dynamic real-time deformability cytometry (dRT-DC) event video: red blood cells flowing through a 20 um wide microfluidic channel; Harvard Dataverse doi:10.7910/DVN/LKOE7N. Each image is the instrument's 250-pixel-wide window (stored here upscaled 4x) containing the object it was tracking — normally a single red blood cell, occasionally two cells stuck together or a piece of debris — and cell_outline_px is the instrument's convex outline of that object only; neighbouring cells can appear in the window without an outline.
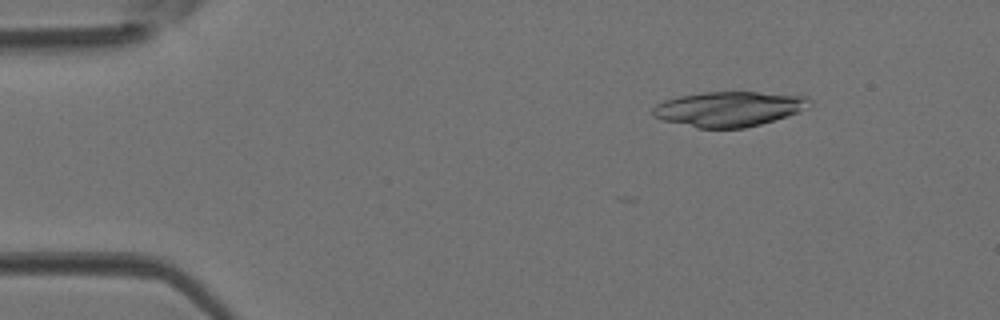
{"species": "Egyptian fruit bat (a non-hibernating species)", "species_latin": "Rousettus aegyptiacus", "temperature_condition": "room temperature", "stored_images_in_passage": 11, "camera_frame_rate_fps": 3000, "um_per_image_px": 0.085, "animal": {"sex": "female"}, "frame": {"image": 1, "passage_image": 1, "time_ms": 0.0, "image_size_px": [1000, 320], "cell_outline_px": [[812, 100], [808, 108], [760, 124], [744, 128], [696, 128], [660, 120], [652, 116], [652, 108], [656, 104], [664, 100], [680, 96], [704, 92], [756, 92], [808, 96]], "centroid_in_image_um": [61.91, 9.26], "position_along_channel_um": 23.1, "area_um2": 31.96}}